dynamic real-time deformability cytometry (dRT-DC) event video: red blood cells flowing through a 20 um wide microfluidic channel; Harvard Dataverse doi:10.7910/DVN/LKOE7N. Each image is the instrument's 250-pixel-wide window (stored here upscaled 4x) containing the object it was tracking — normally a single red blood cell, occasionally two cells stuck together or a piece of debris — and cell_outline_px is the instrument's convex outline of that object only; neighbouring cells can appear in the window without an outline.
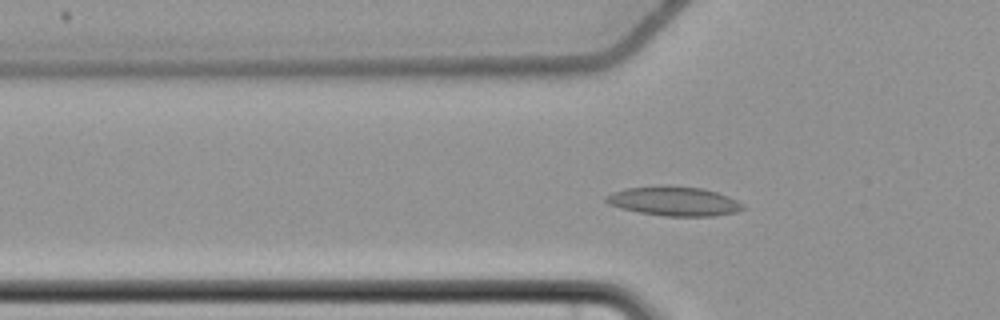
{"species": "common noctule bat (a hibernating species)", "species_latin": "Nyctalus noctula", "temperature_condition": "cold", "stored_images_in_passage": 58, "camera_frame_rate_fps": 3000, "um_per_image_px": 0.085, "animal": {"sex": "female", "body_mass_g": 22.7, "forearm_length_mm": 54.2}, "frame": {"image": 1, "passage_image": 19, "time_ms": 6.0, "image_size_px": [1000, 320], "cell_outline_px": [[744, 208], [736, 212], [712, 216], [664, 216], [640, 212], [620, 208], [608, 204], [604, 200], [604, 196], [612, 192], [628, 188], [664, 184], [700, 188], [716, 192], [728, 196], [744, 204]], "centroid_in_image_um": [57.26, 17.09], "position_along_channel_um": 68.5, "area_um2": 23.47}}
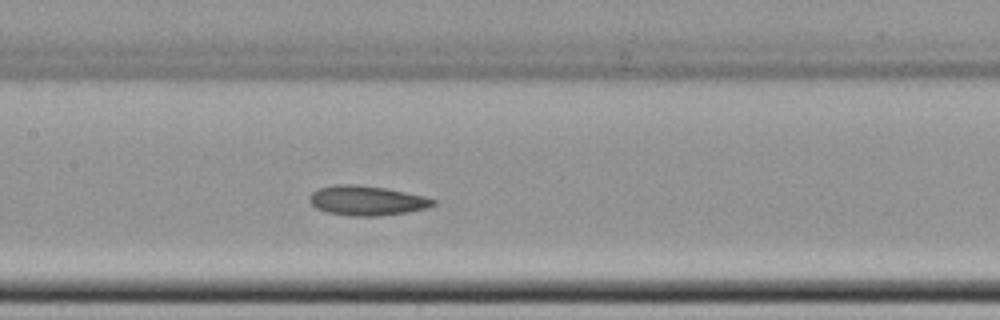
{"frame": {"image": 2, "passage_image": 28, "time_ms": 9.0, "image_size_px": [1000, 320], "cell_outline_px": [[436, 204], [428, 208], [380, 216], [352, 216], [328, 212], [316, 208], [308, 200], [308, 196], [316, 188], [336, 184], [356, 184], [388, 188], [424, 196], [436, 200]], "centroid_in_image_um": [31.16, 17.03], "position_along_channel_um": 176.2, "area_um2": 21.56}}
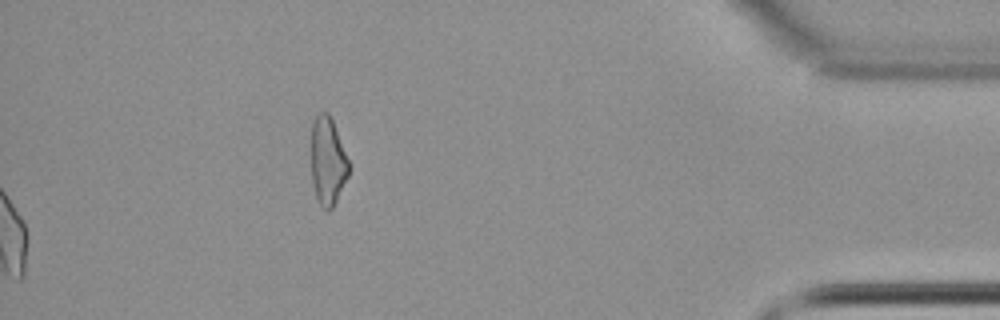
{"frame": {"image": 3, "passage_image": 58, "time_ms": 19.0, "image_size_px": [1000, 320], "cell_outline_px": [[348, 176], [332, 208], [328, 212], [320, 204], [316, 196], [312, 180], [312, 124], [316, 116], [320, 112], [328, 112], [332, 120], [348, 160]], "centroid_in_image_um": [27.85, 13.7], "position_along_channel_um": 407.4, "area_um2": 18.73}, "authors_computed_cell_mechanics": {"area_um2": 21.5883, "velocity_mm_per_s": 3.6563, "shape_relaxation_time_tau1_ms": 10.2812, "shape_relaxation_time_tau2_ms": 5.8837, "deformation_change_tau1": 0.1499, "deformation_change_tau2": 0.125}}